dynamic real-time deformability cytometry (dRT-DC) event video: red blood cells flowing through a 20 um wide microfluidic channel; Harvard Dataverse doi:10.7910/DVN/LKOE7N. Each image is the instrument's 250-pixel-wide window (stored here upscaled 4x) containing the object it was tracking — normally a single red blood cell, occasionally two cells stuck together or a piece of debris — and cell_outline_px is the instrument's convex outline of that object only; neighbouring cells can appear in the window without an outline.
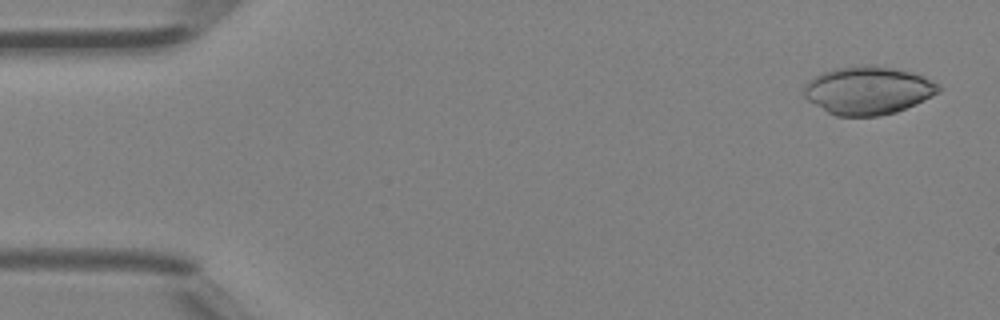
{"species": "Egyptian fruit bat (a non-hibernating species)", "species_latin": "Rousettus aegyptiacus", "temperature_condition": "room temperature", "stored_images_in_passage": 4, "camera_frame_rate_fps": 3000, "um_per_image_px": 0.085, "animal": {"sex": "female"}, "frame": {"image": 1, "passage_image": 1, "time_ms": 0.0, "image_size_px": [1000, 320], "cell_outline_px": [[940, 92], [896, 112], [876, 116], [836, 116], [828, 112], [808, 100], [804, 96], [804, 84], [816, 76], [832, 68], [856, 64], [876, 64], [916, 72], [940, 84]], "centroid_in_image_um": [73.8, 7.65], "position_along_channel_um": 11.2, "area_um2": 38.03}}